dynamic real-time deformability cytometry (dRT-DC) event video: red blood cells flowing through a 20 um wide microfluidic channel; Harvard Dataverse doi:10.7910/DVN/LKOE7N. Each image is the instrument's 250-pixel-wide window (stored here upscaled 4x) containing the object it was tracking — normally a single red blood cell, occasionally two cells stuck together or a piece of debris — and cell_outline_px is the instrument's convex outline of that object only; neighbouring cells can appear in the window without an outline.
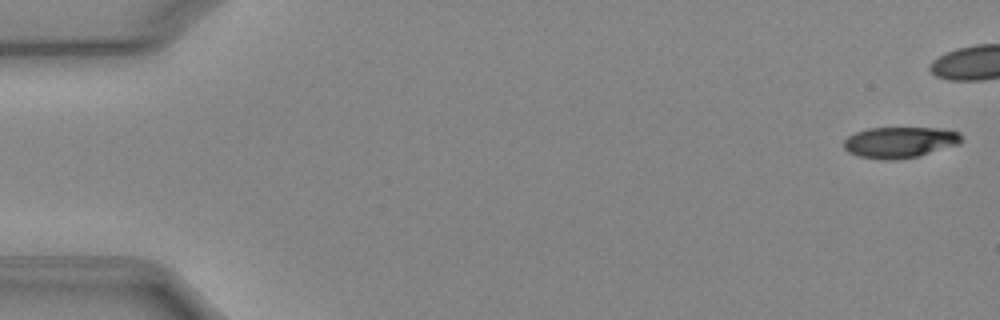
{"species": "Egyptian fruit bat (a non-hibernating species)", "species_latin": "Rousettus aegyptiacus", "temperature_condition": "cold", "stored_images_in_passage": 41, "camera_frame_rate_fps": 3000, "um_per_image_px": 0.085, "animal": {"sex": "female"}, "frame": {"image": 1, "passage_image": 1, "time_ms": 0.0, "image_size_px": [1000, 320], "cell_outline_px": [[964, 140], [960, 144], [920, 156], [896, 160], [880, 160], [856, 156], [848, 152], [844, 148], [844, 140], [848, 136], [856, 132], [868, 128], [940, 128], [960, 132]], "centroid_in_image_um": [76.51, 12.11], "position_along_channel_um": 8.5, "area_um2": 21.68}}
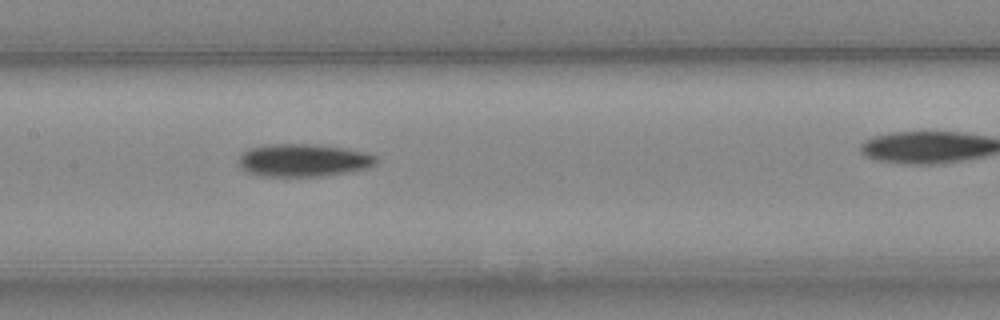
{"frame": {"image": 2, "passage_image": 25, "time_ms": 8.0, "image_size_px": [1000, 320], "cell_outline_px": [[376, 164], [368, 168], [348, 172], [320, 176], [260, 176], [248, 172], [240, 168], [240, 156], [248, 148], [272, 144], [316, 144], [344, 148], [376, 156]], "centroid_in_image_um": [25.77, 13.62], "position_along_channel_um": 181.6, "area_um2": 26.01}}
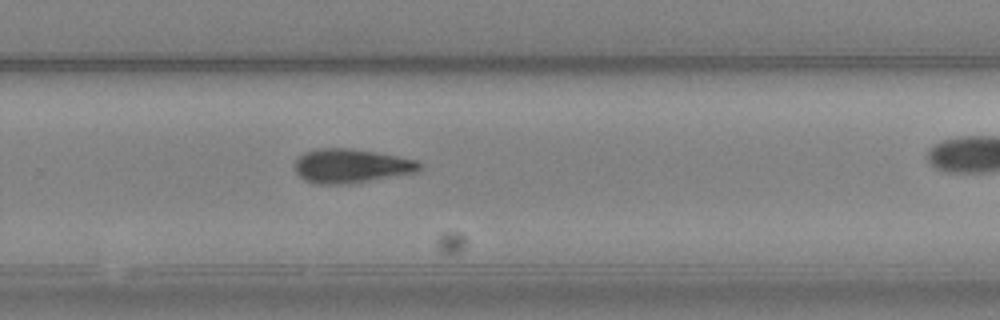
{"frame": {"image": 3, "passage_image": 34, "time_ms": 11.0, "image_size_px": [1000, 320], "cell_outline_px": [[420, 172], [348, 184], [316, 184], [304, 180], [296, 172], [296, 160], [304, 152], [316, 148], [348, 148], [396, 156], [416, 160], [420, 164]], "centroid_in_image_um": [29.84, 14.11], "position_along_channel_um": 300.0, "area_um2": 24.62}}